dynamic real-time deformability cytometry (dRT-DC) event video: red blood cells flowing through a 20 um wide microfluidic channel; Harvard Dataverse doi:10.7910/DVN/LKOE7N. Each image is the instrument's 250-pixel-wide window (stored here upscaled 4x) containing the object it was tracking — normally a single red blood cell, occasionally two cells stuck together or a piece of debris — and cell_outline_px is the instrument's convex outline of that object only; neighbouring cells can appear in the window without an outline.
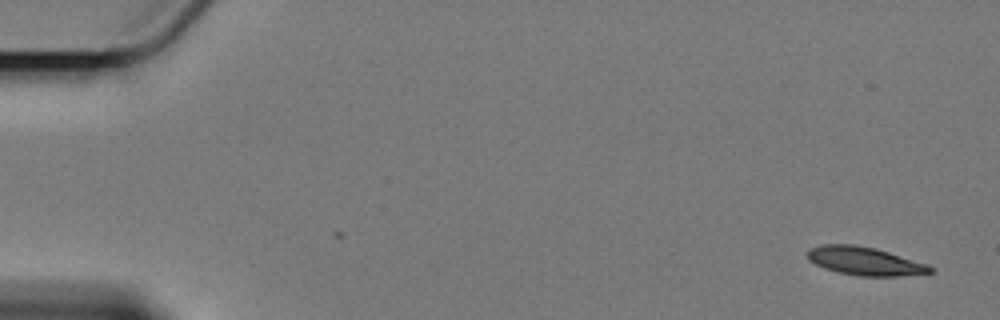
{"species": "Egyptian fruit bat (a non-hibernating species)", "species_latin": "Rousettus aegyptiacus", "temperature_condition": "cold", "stored_images_in_passage": 3, "camera_frame_rate_fps": 3000, "um_per_image_px": 0.085, "animal": {"sex": "female"}, "frame": {"image": 1, "passage_image": 3, "time_ms": 2.0, "image_size_px": [1000, 320], "cell_outline_px": [[936, 272], [896, 276], [856, 276], [824, 268], [808, 260], [808, 248], [820, 244], [856, 244], [876, 248], [928, 264], [936, 268]], "centroid_in_image_um": [73.53, 22.18], "position_along_channel_um": 11.5, "area_um2": 20.46}}